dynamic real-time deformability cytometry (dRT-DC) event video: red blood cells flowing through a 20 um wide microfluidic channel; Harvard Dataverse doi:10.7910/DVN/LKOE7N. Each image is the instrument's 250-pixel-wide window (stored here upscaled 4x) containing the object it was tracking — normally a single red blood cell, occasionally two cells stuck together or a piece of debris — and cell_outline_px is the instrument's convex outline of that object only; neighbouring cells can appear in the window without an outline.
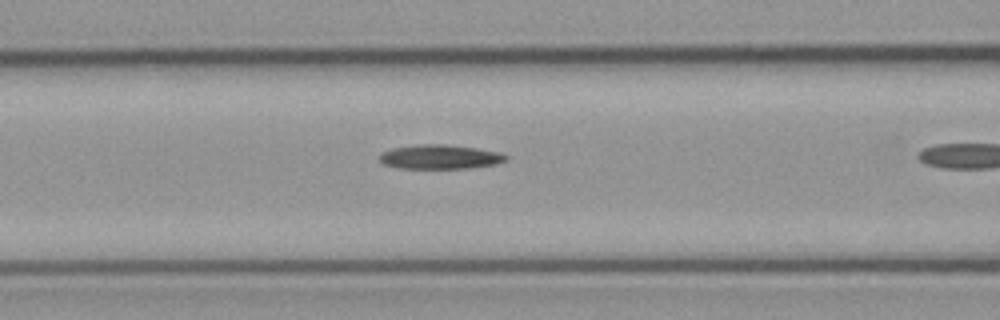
{"species": "common noctule bat (a hibernating species)", "species_latin": "Nyctalus noctula", "temperature_condition": "cold", "stored_images_in_passage": 4, "camera_frame_rate_fps": 3000, "um_per_image_px": 0.085, "animal": {"sex": "male", "body_mass_g": 23.1, "forearm_length_mm": 52.7}, "frame": {"image": 1, "passage_image": 3, "time_ms": 0.667, "image_size_px": [1000, 320], "cell_outline_px": [[508, 160], [496, 164], [468, 168], [400, 168], [384, 164], [380, 160], [380, 152], [392, 148], [416, 144], [444, 144], [476, 148], [500, 152], [508, 156]], "centroid_in_image_um": [37.41, 13.32], "position_along_channel_um": 129.2, "area_um2": 17.92}}